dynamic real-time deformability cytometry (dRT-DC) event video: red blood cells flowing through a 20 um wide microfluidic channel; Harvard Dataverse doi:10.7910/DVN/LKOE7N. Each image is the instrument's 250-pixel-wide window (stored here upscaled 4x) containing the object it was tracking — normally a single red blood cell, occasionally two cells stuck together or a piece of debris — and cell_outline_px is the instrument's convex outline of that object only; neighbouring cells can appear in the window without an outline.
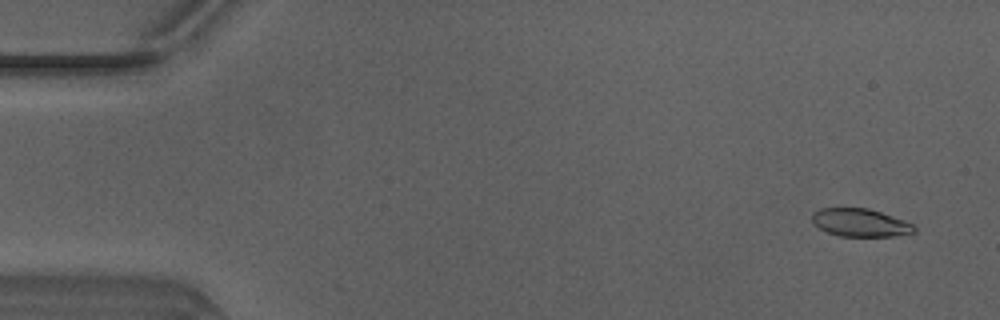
{"species": "Egyptian fruit bat (a non-hibernating species)", "species_latin": "Rousettus aegyptiacus", "temperature_condition": "warm", "stored_images_in_passage": 16, "camera_frame_rate_fps": 3000, "um_per_image_px": 0.085, "animal": {"sex": "male"}, "frame": {"image": 1, "passage_image": 3, "time_ms": 0.667, "image_size_px": [1000, 320], "cell_outline_px": [[916, 232], [896, 236], [840, 236], [828, 232], [820, 228], [812, 220], [812, 212], [820, 208], [868, 208], [904, 220], [912, 224], [916, 228]], "centroid_in_image_um": [73.13, 18.92], "position_along_channel_um": 11.9, "area_um2": 16.53}}
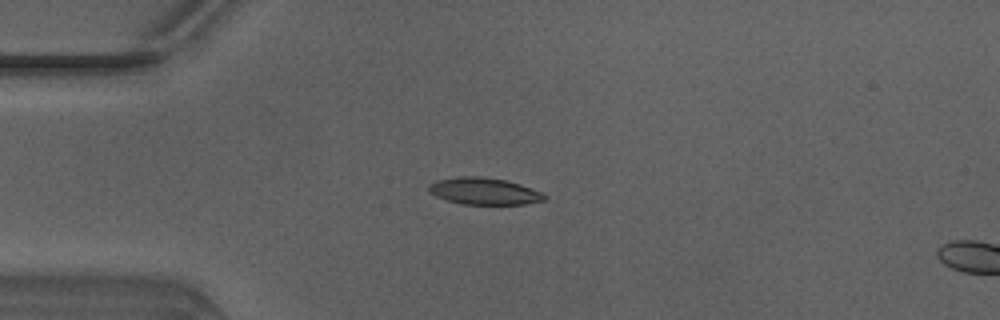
{"frame": {"image": 2, "passage_image": 13, "time_ms": 4.0, "image_size_px": [1000, 320], "cell_outline_px": [[548, 196], [544, 200], [524, 204], [460, 204], [436, 196], [428, 192], [428, 184], [436, 180], [460, 176], [480, 176], [504, 180], [520, 184], [540, 192]], "centroid_in_image_um": [41.1, 16.25], "position_along_channel_um": 43.9, "area_um2": 18.03}}